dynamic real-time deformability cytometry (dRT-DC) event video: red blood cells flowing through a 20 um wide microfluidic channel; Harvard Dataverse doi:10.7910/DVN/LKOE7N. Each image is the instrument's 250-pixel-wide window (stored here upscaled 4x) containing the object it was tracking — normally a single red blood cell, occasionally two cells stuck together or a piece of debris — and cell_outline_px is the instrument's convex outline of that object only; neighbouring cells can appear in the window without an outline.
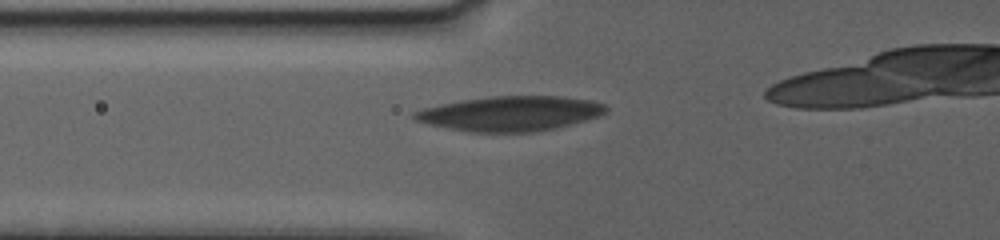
{"species": "human", "species_latin": "Homo sapiens", "temperature_condition": "warm", "stored_images_in_passage": 111, "camera_frame_rate_fps": 3000, "um_per_image_px": 0.085, "donor": {"sex": "female"}, "frame": {"image": 1, "passage_image": 22, "time_ms": 2.667, "image_size_px": [1000, 240], "cell_outline_px": [[608, 108], [604, 112], [596, 116], [584, 120], [556, 128], [536, 132], [476, 132], [452, 128], [432, 124], [416, 120], [412, 116], [416, 112], [428, 108], [444, 104], [464, 100], [492, 96], [556, 96], [588, 100], [604, 104]], "centroid_in_image_um": [43.44, 9.65], "position_along_channel_um": 82.4, "area_um2": 37.8}}
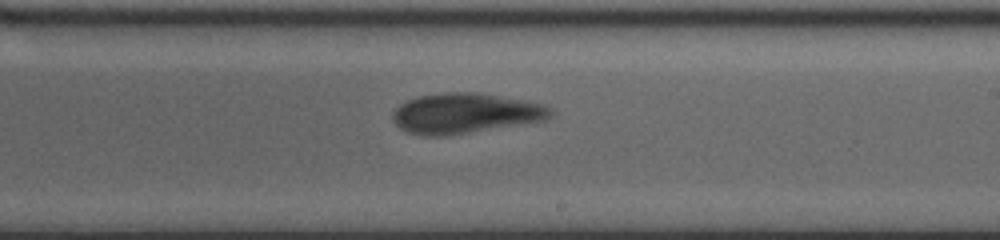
{"frame": {"image": 2, "passage_image": 67, "time_ms": 8.0, "image_size_px": [1000, 240], "cell_outline_px": [[552, 116], [544, 120], [468, 132], [440, 136], [428, 136], [408, 132], [400, 128], [392, 120], [392, 112], [400, 104], [408, 100], [420, 96], [448, 92], [476, 92], [524, 100], [544, 104], [552, 108]], "centroid_in_image_um": [39.53, 9.62], "position_along_channel_um": 249.5, "area_um2": 36.53}}
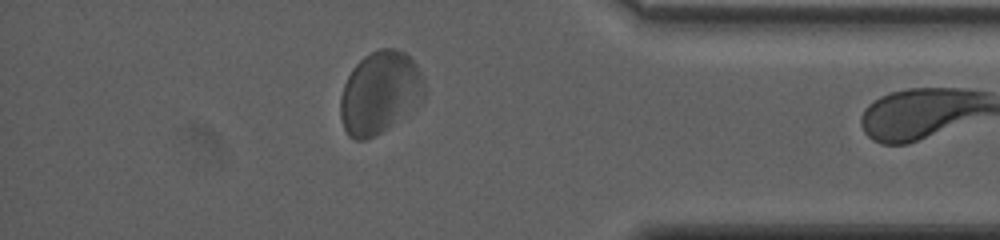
{"frame": {"image": 3, "passage_image": 109, "time_ms": 13.333, "image_size_px": [1000, 240], "cell_outline_px": [[424, 96], [380, 132], [364, 140], [356, 140], [348, 136], [344, 128], [340, 116], [340, 96], [344, 84], [352, 68], [364, 56], [380, 48], [392, 48], [404, 52], [416, 64], [424, 80]], "centroid_in_image_um": [32.23, 7.83], "position_along_channel_um": 403.0, "area_um2": 39.3}}